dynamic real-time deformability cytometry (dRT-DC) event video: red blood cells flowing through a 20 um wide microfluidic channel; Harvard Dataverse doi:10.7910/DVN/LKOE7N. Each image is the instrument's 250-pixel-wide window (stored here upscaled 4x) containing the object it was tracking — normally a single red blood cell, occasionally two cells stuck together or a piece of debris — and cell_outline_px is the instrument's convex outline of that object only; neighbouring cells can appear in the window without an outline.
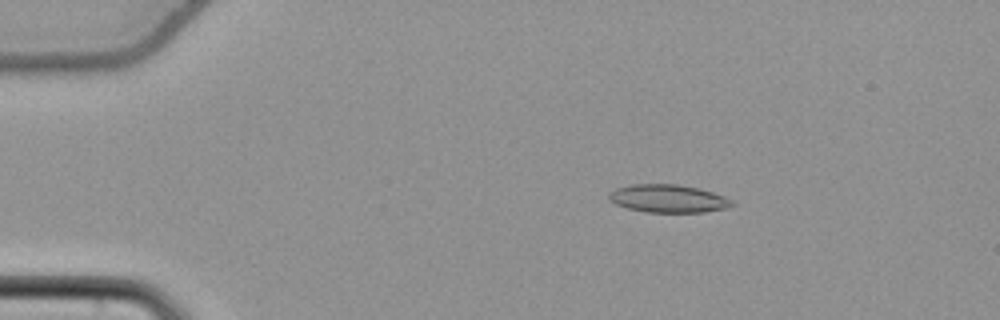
{"species": "common noctule bat (a hibernating species)", "species_latin": "Nyctalus noctula", "temperature_condition": "cold", "stored_images_in_passage": 56, "camera_frame_rate_fps": 3000, "um_per_image_px": 0.085, "animal": {"sex": "female", "body_mass_g": 22.7, "forearm_length_mm": 54.2}, "frame": {"image": 1, "passage_image": 11, "time_ms": 3.333, "image_size_px": [1000, 320], "cell_outline_px": [[736, 204], [724, 208], [704, 212], [644, 212], [628, 208], [616, 204], [608, 200], [608, 192], [616, 188], [632, 184], [676, 184], [700, 188], [724, 196], [732, 200]], "centroid_in_image_um": [56.77, 16.87], "position_along_channel_um": 28.2, "area_um2": 20.11}}
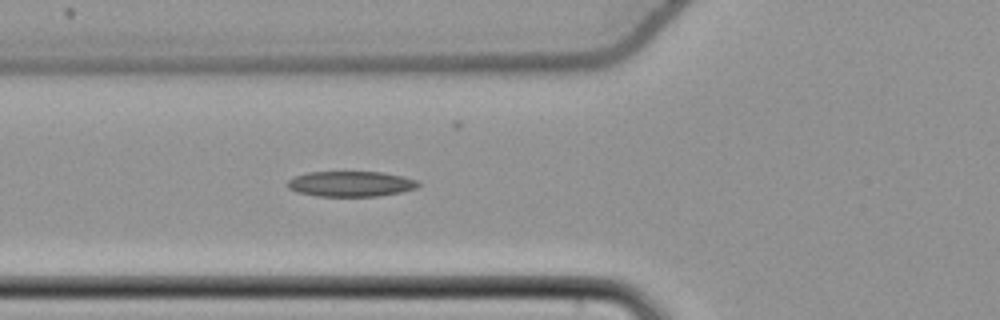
{"frame": {"image": 2, "passage_image": 22, "time_ms": 7.0, "image_size_px": [1000, 320], "cell_outline_px": [[420, 184], [416, 188], [400, 192], [376, 196], [316, 196], [296, 192], [288, 188], [284, 184], [288, 180], [296, 176], [308, 172], [380, 172], [404, 176], [420, 180]], "centroid_in_image_um": [29.8, 15.63], "position_along_channel_um": 96.0, "area_um2": 19.48}}
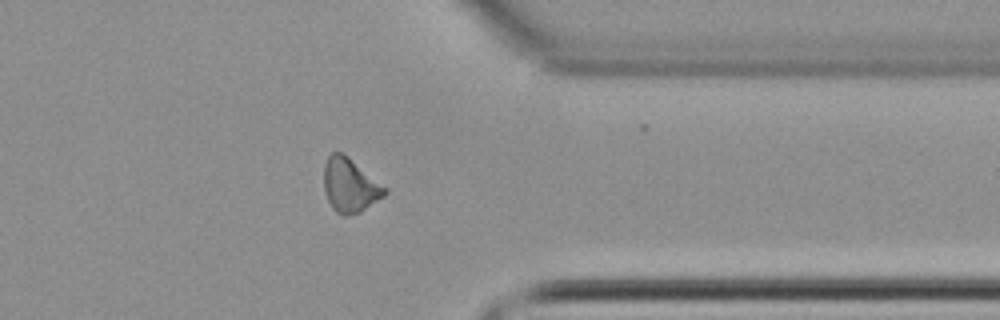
{"frame": {"image": 3, "passage_image": 45, "time_ms": 14.667, "image_size_px": [1000, 320], "cell_outline_px": [[388, 192], [384, 196], [360, 212], [344, 216], [340, 216], [332, 208], [324, 192], [324, 164], [328, 156], [332, 152], [344, 152], [388, 188]], "centroid_in_image_um": [29.75, 15.73], "position_along_channel_um": 381.6, "area_um2": 19.48}}